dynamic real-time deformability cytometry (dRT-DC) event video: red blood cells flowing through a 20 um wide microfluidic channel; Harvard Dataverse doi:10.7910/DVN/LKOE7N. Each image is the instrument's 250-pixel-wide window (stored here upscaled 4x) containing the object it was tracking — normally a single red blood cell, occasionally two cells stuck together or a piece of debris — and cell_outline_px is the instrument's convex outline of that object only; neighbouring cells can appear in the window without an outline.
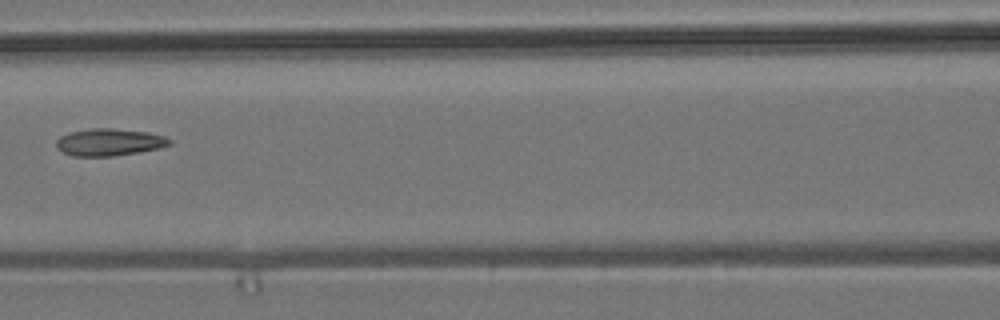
{"species": "common noctule bat (a hibernating species)", "species_latin": "Nyctalus noctula", "temperature_condition": "room temperature", "stored_images_in_passage": 6, "camera_frame_rate_fps": 3000, "um_per_image_px": 0.085, "animal": {"sex": "male", "body_mass_g": 19.2, "forearm_length_mm": 51.8}, "frame": {"image": 1, "passage_image": 5, "time_ms": 1.333, "image_size_px": [1000, 320], "cell_outline_px": [[172, 144], [156, 148], [116, 156], [72, 156], [56, 148], [56, 140], [60, 136], [68, 132], [92, 128], [112, 128], [148, 132], [164, 136], [172, 140]], "centroid_in_image_um": [9.25, 12.08], "position_along_channel_um": 157.4, "area_um2": 17.92}}
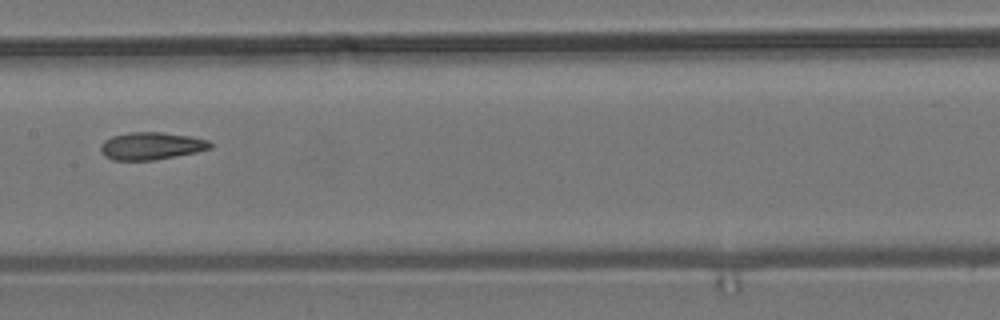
{"frame": {"image": 2, "passage_image": 6, "time_ms": 1.667, "image_size_px": [1000, 320], "cell_outline_px": [[212, 148], [196, 152], [156, 160], [112, 160], [104, 156], [100, 152], [100, 144], [104, 140], [112, 136], [128, 132], [160, 132], [188, 136], [208, 140], [212, 144]], "centroid_in_image_um": [12.81, 12.41], "position_along_channel_um": 194.6, "area_um2": 17.63}}